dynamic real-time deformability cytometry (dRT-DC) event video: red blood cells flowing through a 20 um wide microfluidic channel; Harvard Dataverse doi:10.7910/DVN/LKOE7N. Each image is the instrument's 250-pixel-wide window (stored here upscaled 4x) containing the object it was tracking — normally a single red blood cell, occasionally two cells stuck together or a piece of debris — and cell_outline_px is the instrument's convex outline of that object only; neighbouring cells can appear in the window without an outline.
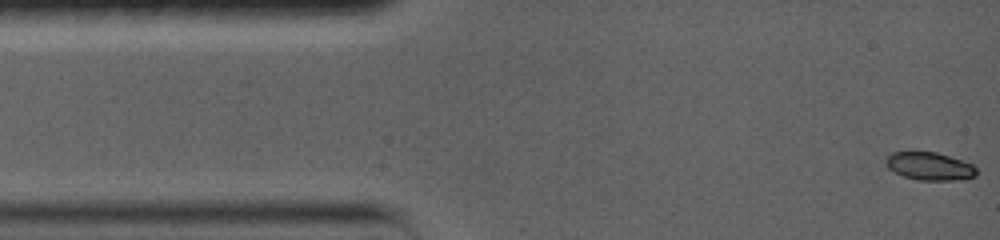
{"species": "common noctule bat (a hibernating species)", "species_latin": "Nyctalus noctula", "temperature_condition": "warm", "stored_images_in_passage": 39, "camera_frame_rate_fps": 5000, "um_per_image_px": 0.085, "animal": {"sex": "female", "body_mass_g": 19.0, "forearm_length_mm": 56.7}, "frame": {"image": 1, "passage_image": 1, "time_ms": 0.0, "image_size_px": [1000, 240], "cell_outline_px": [[976, 176], [960, 180], [920, 180], [904, 176], [888, 168], [884, 164], [884, 160], [892, 152], [912, 148], [936, 152], [964, 160], [972, 164], [976, 168]], "centroid_in_image_um": [78.97, 14.07], "position_along_channel_um": 6.0, "area_um2": 15.43}}
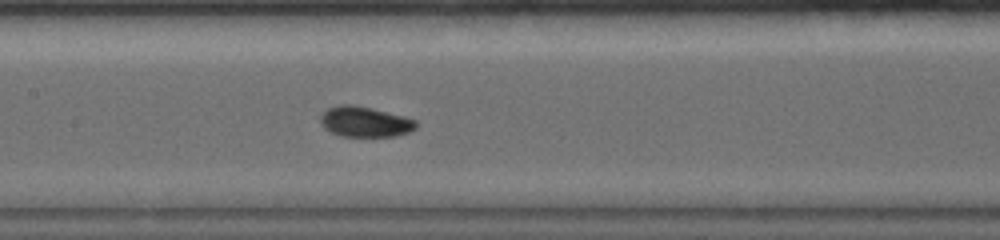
{"frame": {"image": 2, "passage_image": 16, "time_ms": 6.6, "image_size_px": [1000, 240], "cell_outline_px": [[416, 128], [408, 132], [396, 136], [340, 136], [332, 132], [324, 124], [324, 112], [332, 108], [368, 108], [412, 120], [416, 124]], "centroid_in_image_um": [31.1, 10.43], "position_along_channel_um": 176.3, "area_um2": 15.09}}
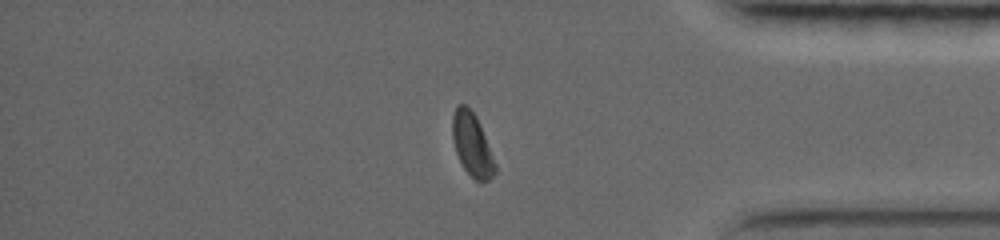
{"frame": {"image": 3, "passage_image": 34, "time_ms": 12.8, "image_size_px": [1000, 240], "cell_outline_px": [[496, 172], [488, 180], [476, 180], [464, 168], [456, 152], [452, 136], [452, 116], [456, 104], [464, 104], [476, 116], [496, 164]], "centroid_in_image_um": [40.11, 12.27], "position_along_channel_um": 395.1, "area_um2": 15.32}, "authors_computed_cell_mechanics": {"area_um2": 15.7216, "velocity_mm_per_s": 3.8123, "shape_relaxation_time_tau1_ms": 3.3722, "shape_relaxation_time_tau2_ms": null, "deformation_change_tau1": 0.1554, "deformation_change_tau2": null}}